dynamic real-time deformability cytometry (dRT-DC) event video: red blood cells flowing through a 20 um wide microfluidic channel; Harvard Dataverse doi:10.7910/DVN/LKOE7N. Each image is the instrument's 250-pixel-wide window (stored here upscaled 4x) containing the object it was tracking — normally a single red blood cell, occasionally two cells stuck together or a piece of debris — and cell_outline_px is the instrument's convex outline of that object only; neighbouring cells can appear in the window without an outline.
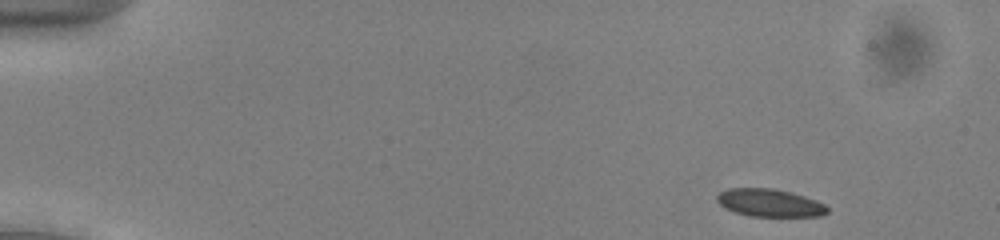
{"species": "common noctule bat (a hibernating species)", "species_latin": "Nyctalus noctula", "temperature_condition": "cold", "stored_images_in_passage": 48, "camera_frame_rate_fps": 3000, "um_per_image_px": 0.085, "animal": {"sex": "male", "body_mass_g": 13.0, "forearm_length_mm": 53.1}, "frame": {"image": 1, "passage_image": 1, "time_ms": 0.0, "image_size_px": [1000, 240], "cell_outline_px": [[828, 212], [820, 216], [748, 216], [732, 212], [724, 208], [716, 200], [716, 196], [720, 192], [728, 188], [772, 188], [804, 196], [816, 200], [824, 204], [828, 208]], "centroid_in_image_um": [65.38, 17.25], "position_along_channel_um": 19.6, "area_um2": 17.86}}
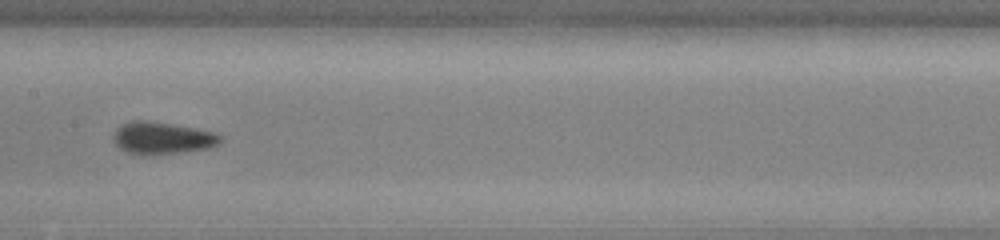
{"frame": {"image": 2, "passage_image": 23, "time_ms": 7.333, "image_size_px": [1000, 240], "cell_outline_px": [[224, 136], [220, 144], [208, 148], [180, 152], [144, 156], [140, 156], [128, 152], [120, 148], [112, 140], [112, 136], [116, 128], [132, 120], [144, 120], [172, 124], [216, 132]], "centroid_in_image_um": [13.79, 11.74], "position_along_channel_um": 193.6, "area_um2": 20.29}}
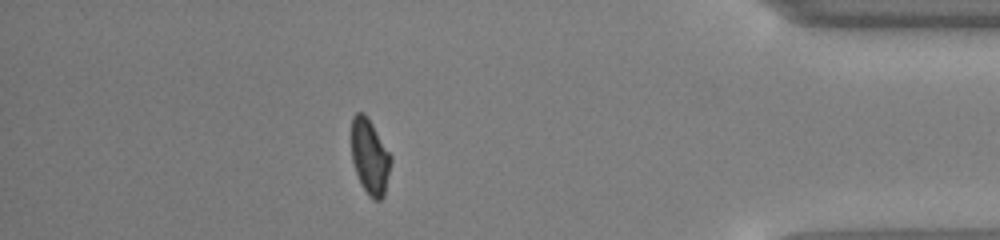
{"frame": {"image": 3, "passage_image": 42, "time_ms": 13.667, "image_size_px": [1000, 240], "cell_outline_px": [[392, 160], [384, 196], [380, 200], [372, 200], [368, 196], [360, 184], [352, 160], [352, 116], [356, 112], [364, 112], [372, 124], [392, 156]], "centroid_in_image_um": [31.44, 13.35], "position_along_channel_um": 403.8, "area_um2": 17.4}, "authors_computed_cell_mechanics": {"area_um2": 18.5249, "velocity_mm_per_s": 3.9119, "shape_relaxation_time_tau1_ms": 4.7874, "shape_relaxation_time_tau2_ms": 2.5045, "deformation_change_tau1": 0.1068, "deformation_change_tau2": 0.0513}}